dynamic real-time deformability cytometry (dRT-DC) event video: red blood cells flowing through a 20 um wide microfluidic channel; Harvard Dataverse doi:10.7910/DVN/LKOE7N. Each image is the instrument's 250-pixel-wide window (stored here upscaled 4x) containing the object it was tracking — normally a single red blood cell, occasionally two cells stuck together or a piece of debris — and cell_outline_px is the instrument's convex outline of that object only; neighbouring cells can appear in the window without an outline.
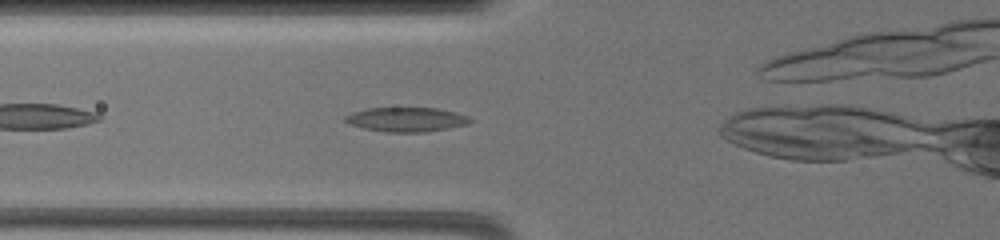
{"species": "common noctule bat (a hibernating species)", "species_latin": "Nyctalus noctula", "temperature_condition": "warm", "stored_images_in_passage": 3, "camera_frame_rate_fps": 3000, "um_per_image_px": 0.085, "animal": {"sex": "female", "body_mass_g": 19.5, "forearm_length_mm": 54.1}, "frame": {"image": 1, "passage_image": 3, "time_ms": 1.333, "image_size_px": [1000, 240], "cell_outline_px": [[476, 120], [468, 124], [448, 128], [424, 132], [388, 132], [364, 128], [348, 124], [344, 120], [344, 116], [352, 112], [368, 108], [436, 108], [456, 112], [468, 116]], "centroid_in_image_um": [34.56, 10.15], "position_along_channel_um": 91.2, "area_um2": 17.8}}